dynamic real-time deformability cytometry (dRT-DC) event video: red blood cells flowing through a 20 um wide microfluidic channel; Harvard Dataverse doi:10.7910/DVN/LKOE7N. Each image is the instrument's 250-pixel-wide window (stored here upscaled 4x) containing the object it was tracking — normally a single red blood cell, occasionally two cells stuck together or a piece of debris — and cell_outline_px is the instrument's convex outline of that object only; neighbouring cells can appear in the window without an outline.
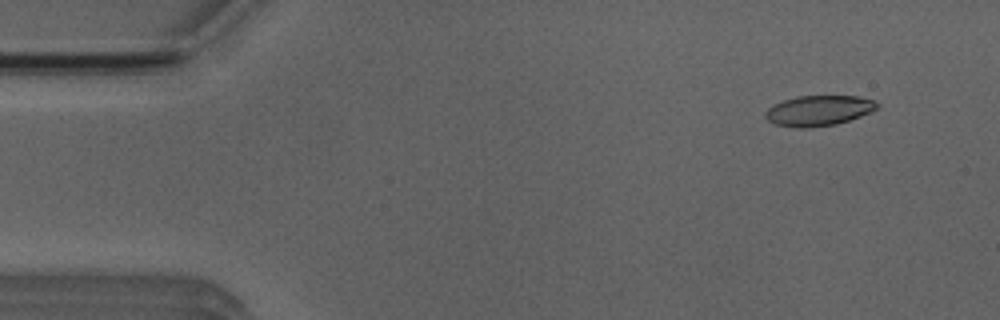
{"species": "Egyptian fruit bat (a non-hibernating species)", "species_latin": "Rousettus aegyptiacus", "temperature_condition": "room temperature", "stored_images_in_passage": 3, "camera_frame_rate_fps": 3000, "um_per_image_px": 0.085, "animal": {"sex": "male"}, "frame": {"image": 1, "passage_image": 1, "time_ms": 0.0, "image_size_px": [1000, 320], "cell_outline_px": [[880, 104], [876, 108], [860, 116], [836, 124], [812, 128], [796, 128], [776, 124], [768, 120], [764, 116], [764, 112], [768, 108], [784, 100], [796, 96], [856, 96], [872, 100]], "centroid_in_image_um": [69.55, 9.41], "position_along_channel_um": 15.5, "area_um2": 19.59}}